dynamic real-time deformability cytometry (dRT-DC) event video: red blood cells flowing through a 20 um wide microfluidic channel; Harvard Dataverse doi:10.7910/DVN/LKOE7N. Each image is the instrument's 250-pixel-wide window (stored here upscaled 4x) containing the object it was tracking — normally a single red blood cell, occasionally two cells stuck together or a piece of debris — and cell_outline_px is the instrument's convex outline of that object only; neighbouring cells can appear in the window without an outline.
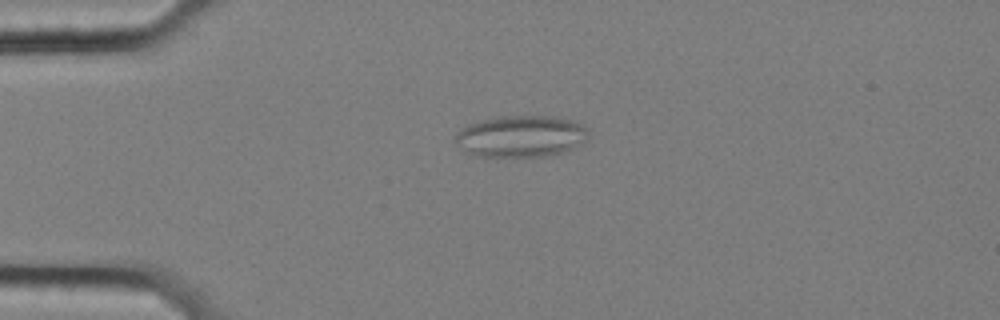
{"species": "common noctule bat (a hibernating species)", "species_latin": "Nyctalus noctula", "temperature_condition": "cold", "stored_images_in_passage": 47, "camera_frame_rate_fps": 3000, "um_per_image_px": 0.085, "animal": {"sex": "female", "body_mass_g": 25.1}, "frame": {"image": 1, "passage_image": 3, "time_ms": 0.667, "image_size_px": [1000, 320], "cell_outline_px": [[588, 140], [576, 148], [544, 156], [472, 156], [456, 144], [452, 140], [456, 132], [460, 128], [468, 124], [480, 120], [496, 116], [560, 116], [580, 124], [588, 128]], "centroid_in_image_um": [44.25, 11.57], "position_along_channel_um": 40.7, "area_um2": 32.77}}
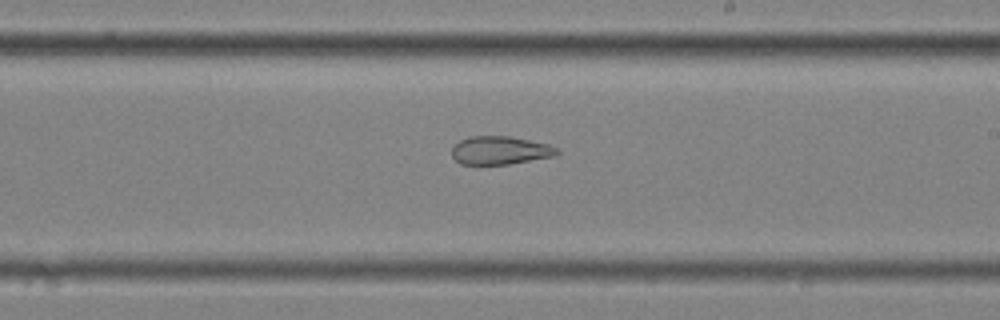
{"frame": {"image": 2, "passage_image": 23, "time_ms": 7.333, "image_size_px": [1000, 320], "cell_outline_px": [[560, 152], [556, 156], [508, 164], [460, 164], [452, 156], [452, 148], [460, 140], [468, 136], [508, 136], [548, 144], [560, 148]], "centroid_in_image_um": [42.53, 12.78], "position_along_channel_um": 246.5, "area_um2": 17.34}}
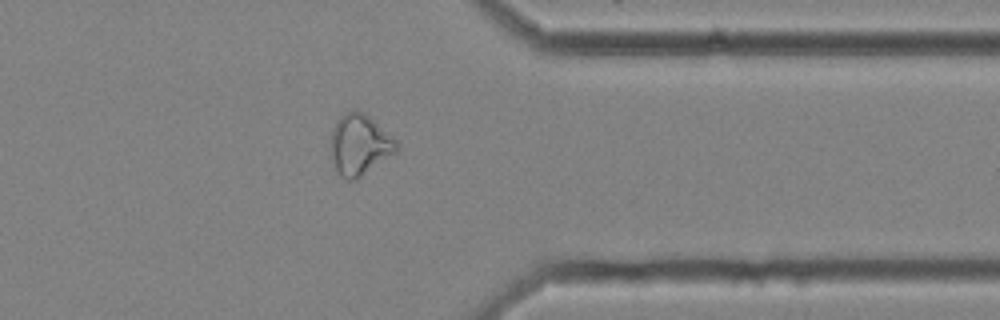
{"frame": {"image": 3, "passage_image": 35, "time_ms": 11.333, "image_size_px": [1000, 320], "cell_outline_px": [[400, 148], [396, 152], [356, 180], [348, 180], [340, 176], [336, 172], [328, 148], [332, 128], [340, 116], [344, 112], [356, 108], [364, 112], [396, 140], [400, 144]], "centroid_in_image_um": [30.52, 12.3], "position_along_channel_um": 380.9, "area_um2": 23.81}, "authors_computed_cell_mechanics": {"area_um2": 22.253, "velocity_mm_per_s": 3.5176, "shape_relaxation_time_tau1_ms": null, "shape_relaxation_time_tau2_ms": 2.5617, "deformation_change_tau1": null, "deformation_change_tau2": 0.102}}